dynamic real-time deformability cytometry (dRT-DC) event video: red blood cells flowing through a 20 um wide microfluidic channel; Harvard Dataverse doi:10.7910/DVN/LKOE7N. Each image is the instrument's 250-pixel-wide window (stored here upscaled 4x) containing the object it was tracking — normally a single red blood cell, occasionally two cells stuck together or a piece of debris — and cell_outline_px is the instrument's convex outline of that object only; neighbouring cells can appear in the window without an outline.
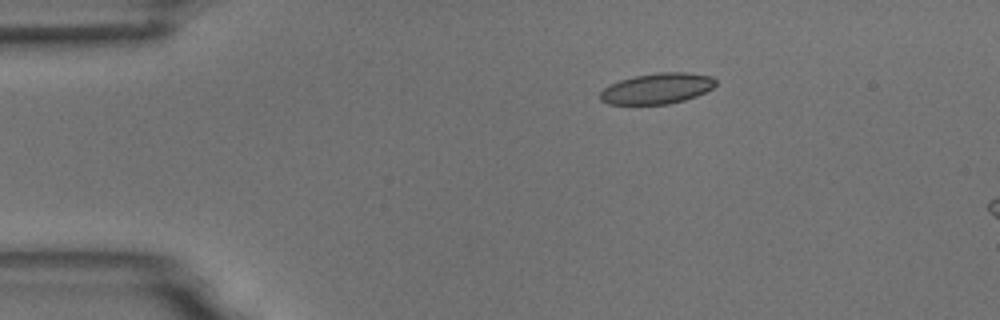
{"species": "common noctule bat (a hibernating species)", "species_latin": "Nyctalus noctula", "temperature_condition": "room temperature", "stored_images_in_passage": 3, "camera_frame_rate_fps": 3000, "um_per_image_px": 0.085, "animal": {"sex": "male", "body_mass_g": 18.8}, "frame": {"image": 1, "passage_image": 1, "time_ms": 0.0, "image_size_px": [1000, 320], "cell_outline_px": [[716, 84], [712, 88], [696, 96], [684, 100], [668, 104], [608, 104], [600, 100], [600, 92], [608, 84], [620, 80], [636, 76], [656, 72], [684, 72], [712, 76], [716, 80]], "centroid_in_image_um": [55.84, 7.52], "position_along_channel_um": 29.2, "area_um2": 20.69}}